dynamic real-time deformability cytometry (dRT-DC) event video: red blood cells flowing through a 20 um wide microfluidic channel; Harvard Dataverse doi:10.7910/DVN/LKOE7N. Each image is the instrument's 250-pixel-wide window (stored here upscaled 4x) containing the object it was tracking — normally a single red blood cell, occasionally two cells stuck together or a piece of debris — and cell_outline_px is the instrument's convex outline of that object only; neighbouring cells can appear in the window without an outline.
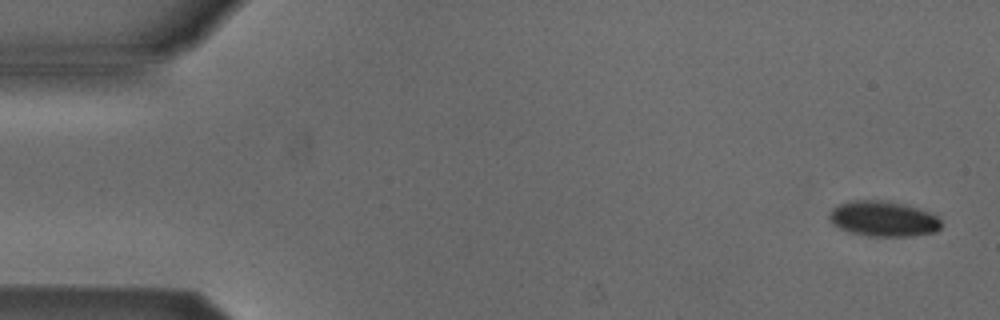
{"species": "Egyptian fruit bat (a non-hibernating species)", "species_latin": "Rousettus aegyptiacus", "temperature_condition": "cold", "stored_images_in_passage": 4, "camera_frame_rate_fps": 3000, "um_per_image_px": 0.085, "animal": {"sex": "male"}, "frame": {"image": 1, "passage_image": 1, "time_ms": 0.0, "image_size_px": [1000, 320], "cell_outline_px": [[940, 228], [936, 232], [908, 236], [868, 236], [852, 232], [840, 228], [832, 224], [828, 216], [832, 208], [840, 204], [852, 200], [888, 200], [908, 204], [928, 212], [936, 216], [940, 220]], "centroid_in_image_um": [75.07, 18.58], "position_along_channel_um": 9.9, "area_um2": 23.12}}
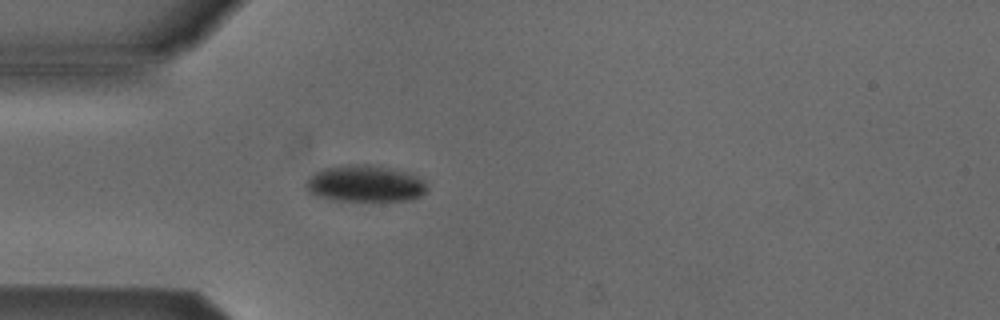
{"frame": {"image": 2, "passage_image": 4, "time_ms": 4.333, "image_size_px": [1000, 320], "cell_outline_px": [[428, 188], [420, 196], [412, 200], [328, 200], [316, 196], [308, 192], [304, 184], [308, 176], [324, 168], [348, 164], [368, 164], [412, 172], [424, 180], [428, 184]], "centroid_in_image_um": [31.03, 15.6], "position_along_channel_um": 54.0, "area_um2": 26.24}}